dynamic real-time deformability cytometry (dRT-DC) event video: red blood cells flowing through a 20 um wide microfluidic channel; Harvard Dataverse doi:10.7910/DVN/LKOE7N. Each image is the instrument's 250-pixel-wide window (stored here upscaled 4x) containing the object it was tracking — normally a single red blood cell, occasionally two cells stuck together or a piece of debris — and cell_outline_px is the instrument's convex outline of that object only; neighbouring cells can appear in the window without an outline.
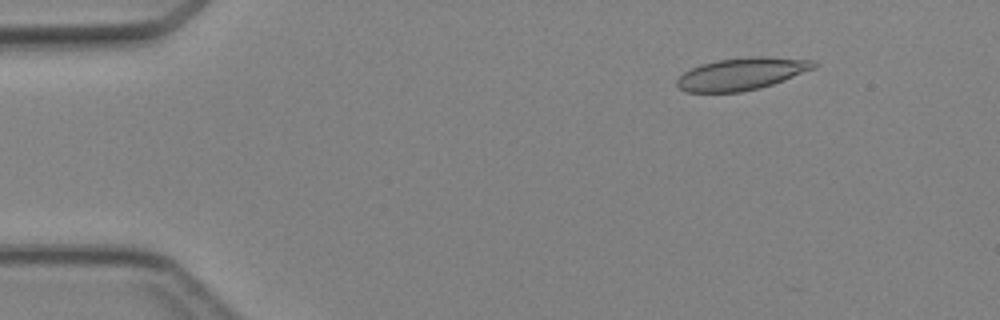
{"species": "Egyptian fruit bat (a non-hibernating species)", "species_latin": "Rousettus aegyptiacus", "temperature_condition": "cold", "stored_images_in_passage": 5, "camera_frame_rate_fps": 3000, "um_per_image_px": 0.085, "animal": {"sex": "female"}, "frame": {"image": 1, "passage_image": 1, "time_ms": 0.0, "image_size_px": [1000, 320], "cell_outline_px": [[820, 64], [816, 68], [784, 80], [760, 88], [740, 92], [688, 92], [680, 88], [676, 84], [676, 80], [684, 72], [700, 64], [716, 60], [748, 56], [768, 56], [812, 60]], "centroid_in_image_um": [63.08, 6.26], "position_along_channel_um": 21.9, "area_um2": 25.89}}